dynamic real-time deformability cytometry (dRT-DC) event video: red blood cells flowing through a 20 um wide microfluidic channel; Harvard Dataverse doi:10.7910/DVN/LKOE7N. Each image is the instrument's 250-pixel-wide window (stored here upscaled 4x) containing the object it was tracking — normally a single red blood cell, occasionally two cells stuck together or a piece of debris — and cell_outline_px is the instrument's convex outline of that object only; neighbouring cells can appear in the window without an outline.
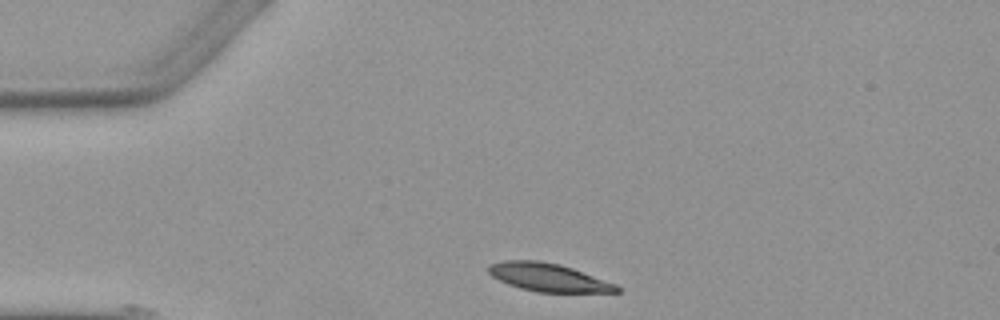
{"species": "Egyptian fruit bat (a non-hibernating species)", "species_latin": "Rousettus aegyptiacus", "temperature_condition": "warm", "stored_images_in_passage": 2, "camera_frame_rate_fps": 3000, "um_per_image_px": 0.085, "animal": {"sex": "female"}, "frame": {"image": 1, "passage_image": 1, "time_ms": 0.0, "image_size_px": [1000, 320], "cell_outline_px": [[620, 292], [536, 292], [520, 288], [508, 284], [492, 276], [488, 272], [488, 264], [504, 260], [536, 260], [560, 264], [572, 268], [616, 284], [620, 288]], "centroid_in_image_um": [46.58, 23.57], "position_along_channel_um": 38.4, "area_um2": 20.92}}